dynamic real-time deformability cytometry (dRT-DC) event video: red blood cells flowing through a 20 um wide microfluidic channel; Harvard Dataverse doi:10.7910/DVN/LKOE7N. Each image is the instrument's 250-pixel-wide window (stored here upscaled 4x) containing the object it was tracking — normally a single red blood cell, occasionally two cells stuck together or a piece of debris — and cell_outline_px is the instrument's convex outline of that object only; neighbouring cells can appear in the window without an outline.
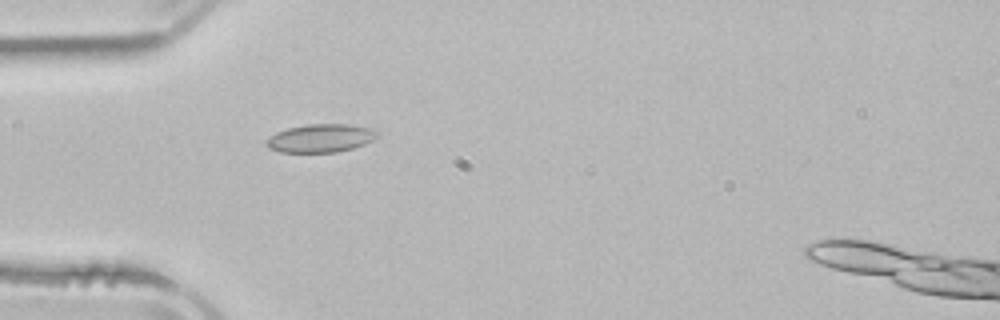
{"species": "common noctule bat (a hibernating species)", "species_latin": "Nyctalus noctula", "temperature_condition": "room temperature", "stored_images_in_passage": 4, "camera_frame_rate_fps": 3000, "um_per_image_px": 0.085, "animal": {"sex": "male", "body_mass_g": 21.5, "forearm_length_mm": 52.0}, "frame": {"image": 1, "passage_image": 4, "time_ms": 4.333, "image_size_px": [1000, 320], "cell_outline_px": [[376, 136], [372, 140], [364, 144], [352, 148], [336, 152], [280, 152], [268, 148], [264, 144], [264, 140], [276, 132], [288, 128], [308, 124], [352, 124], [372, 128], [376, 132]], "centroid_in_image_um": [27.2, 11.74], "position_along_channel_um": 57.8, "area_um2": 18.26}}